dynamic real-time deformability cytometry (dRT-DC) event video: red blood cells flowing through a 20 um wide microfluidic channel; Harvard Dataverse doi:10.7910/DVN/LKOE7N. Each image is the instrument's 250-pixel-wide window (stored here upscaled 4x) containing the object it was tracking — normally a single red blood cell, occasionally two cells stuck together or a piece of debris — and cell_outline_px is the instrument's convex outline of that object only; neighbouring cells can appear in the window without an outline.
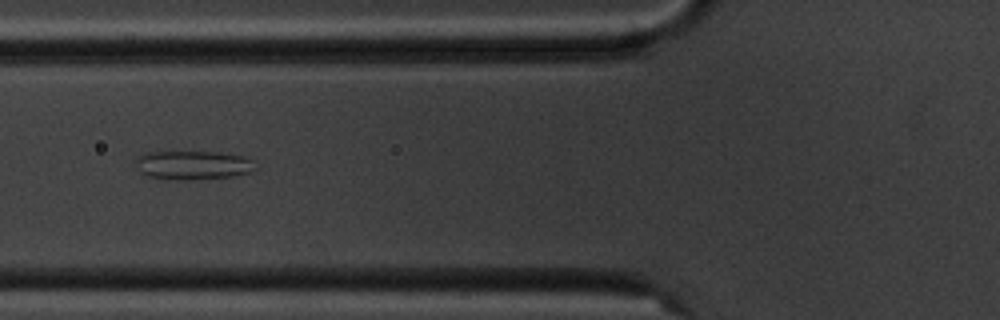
{"species": "common noctule bat (a hibernating species)", "species_latin": "Nyctalus noctula", "temperature_condition": "cold", "stored_images_in_passage": 8, "camera_frame_rate_fps": 3000, "um_per_image_px": 0.085, "animal": {"sex": "male", "body_mass_g": 20.1, "forearm_length_mm": 53.5}, "frame": {"image": 1, "passage_image": 6, "time_ms": 6.667, "image_size_px": [1000, 320], "cell_outline_px": [[256, 168], [248, 172], [232, 176], [184, 180], [164, 180], [148, 176], [140, 172], [132, 164], [136, 156], [144, 152], [220, 152], [244, 156], [252, 160]], "centroid_in_image_um": [16.29, 14.03], "position_along_channel_um": 109.5, "area_um2": 20.46}}